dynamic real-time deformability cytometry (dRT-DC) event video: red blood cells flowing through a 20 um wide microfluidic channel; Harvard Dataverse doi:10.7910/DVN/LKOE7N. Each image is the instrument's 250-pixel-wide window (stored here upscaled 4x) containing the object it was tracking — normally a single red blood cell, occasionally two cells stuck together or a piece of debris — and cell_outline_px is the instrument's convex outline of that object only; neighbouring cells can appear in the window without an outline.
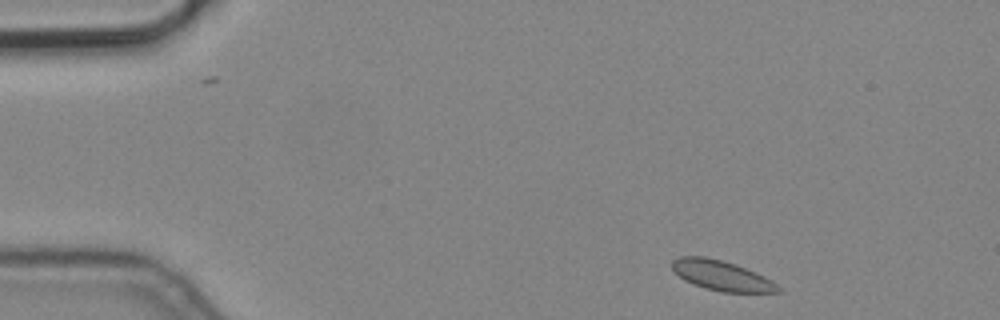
{"species": "common noctule bat (a hibernating species)", "species_latin": "Nyctalus noctula", "temperature_condition": "cold", "stored_images_in_passage": 3, "camera_frame_rate_fps": 3000, "um_per_image_px": 0.085, "animal": {"sex": "male", "body_mass_g": 19.2, "forearm_length_mm": 51.8}, "frame": {"image": 1, "passage_image": 1, "time_ms": 0.0, "image_size_px": [1000, 320], "cell_outline_px": [[780, 292], [720, 292], [704, 288], [692, 284], [684, 280], [672, 268], [672, 260], [680, 256], [704, 256], [736, 264], [756, 272], [772, 280], [780, 288]], "centroid_in_image_um": [61.33, 23.42], "position_along_channel_um": 23.7, "area_um2": 18.5}}